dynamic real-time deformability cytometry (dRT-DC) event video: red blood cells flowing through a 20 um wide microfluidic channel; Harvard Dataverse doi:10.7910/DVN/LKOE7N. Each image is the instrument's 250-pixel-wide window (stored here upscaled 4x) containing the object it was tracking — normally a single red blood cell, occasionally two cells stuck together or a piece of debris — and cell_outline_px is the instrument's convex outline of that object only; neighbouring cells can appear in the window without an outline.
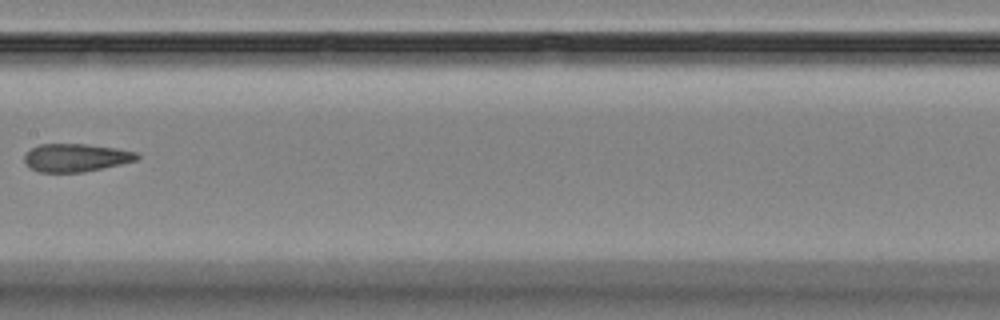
{"species": "Egyptian fruit bat (a non-hibernating species)", "species_latin": "Rousettus aegyptiacus", "temperature_condition": "room temperature", "stored_images_in_passage": 11, "camera_frame_rate_fps": 3000, "um_per_image_px": 0.085, "animal": {"sex": "female"}, "frame": {"image": 1, "passage_image": 8, "time_ms": 9.0, "image_size_px": [1000, 320], "cell_outline_px": [[140, 156], [136, 160], [120, 164], [80, 172], [40, 172], [32, 168], [24, 160], [24, 156], [32, 148], [40, 144], [88, 144], [116, 148], [136, 152]], "centroid_in_image_um": [6.46, 13.39], "position_along_channel_um": 200.9, "area_um2": 18.03}}
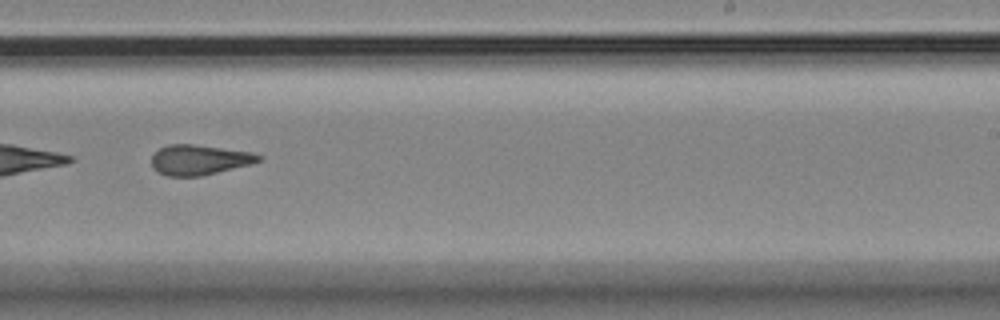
{"frame": {"image": 2, "passage_image": 10, "time_ms": 11.0, "image_size_px": [1000, 320], "cell_outline_px": [[264, 156], [260, 160], [248, 164], [204, 176], [168, 176], [156, 172], [152, 168], [152, 156], [160, 148], [168, 144], [192, 144], [252, 152]], "centroid_in_image_um": [16.91, 13.59], "position_along_channel_um": 272.1, "area_um2": 18.73}}
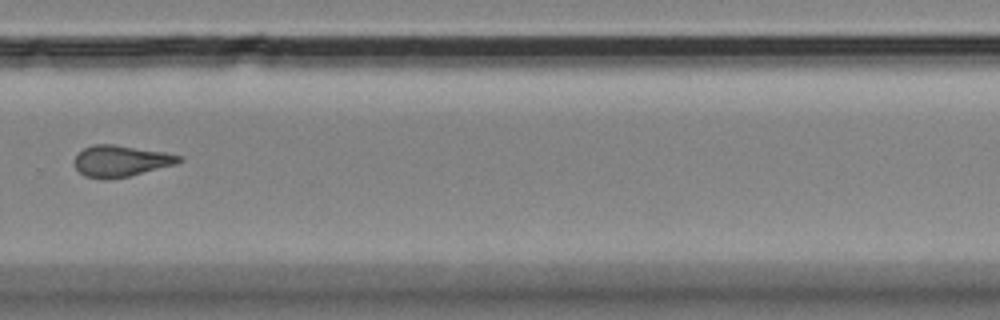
{"frame": {"image": 3, "passage_image": 11, "time_ms": 12.333, "image_size_px": [1000, 320], "cell_outline_px": [[184, 160], [176, 164], [128, 176], [108, 180], [104, 180], [84, 176], [76, 168], [76, 156], [84, 148], [92, 144], [112, 144], [164, 152], [184, 156]], "centroid_in_image_um": [10.29, 13.69], "position_along_channel_um": 319.5, "area_um2": 19.02}}